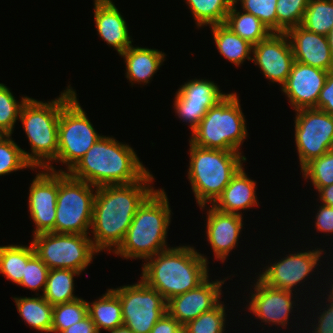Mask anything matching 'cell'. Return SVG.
Instances as JSON below:
<instances>
[{
	"label": "cell",
	"instance_id": "484cf974",
	"mask_svg": "<svg viewBox=\"0 0 333 333\" xmlns=\"http://www.w3.org/2000/svg\"><path fill=\"white\" fill-rule=\"evenodd\" d=\"M89 303L88 315L99 333L101 329L109 331L123 325L121 302L111 289L99 299Z\"/></svg>",
	"mask_w": 333,
	"mask_h": 333
},
{
	"label": "cell",
	"instance_id": "3957f363",
	"mask_svg": "<svg viewBox=\"0 0 333 333\" xmlns=\"http://www.w3.org/2000/svg\"><path fill=\"white\" fill-rule=\"evenodd\" d=\"M150 260V261H149ZM141 279L167 302L197 288L208 276V260L194 247H171L146 259Z\"/></svg>",
	"mask_w": 333,
	"mask_h": 333
},
{
	"label": "cell",
	"instance_id": "ba28073f",
	"mask_svg": "<svg viewBox=\"0 0 333 333\" xmlns=\"http://www.w3.org/2000/svg\"><path fill=\"white\" fill-rule=\"evenodd\" d=\"M94 190H97L95 186L58 170L55 233L89 234L87 231L91 227L96 194Z\"/></svg>",
	"mask_w": 333,
	"mask_h": 333
},
{
	"label": "cell",
	"instance_id": "7dc6e473",
	"mask_svg": "<svg viewBox=\"0 0 333 333\" xmlns=\"http://www.w3.org/2000/svg\"><path fill=\"white\" fill-rule=\"evenodd\" d=\"M110 333H134L130 328L122 325L113 330H109Z\"/></svg>",
	"mask_w": 333,
	"mask_h": 333
},
{
	"label": "cell",
	"instance_id": "ffe728a7",
	"mask_svg": "<svg viewBox=\"0 0 333 333\" xmlns=\"http://www.w3.org/2000/svg\"><path fill=\"white\" fill-rule=\"evenodd\" d=\"M286 34L289 37L295 61L328 72L333 70V59L327 36L310 32L301 25L290 28Z\"/></svg>",
	"mask_w": 333,
	"mask_h": 333
},
{
	"label": "cell",
	"instance_id": "9c48e42d",
	"mask_svg": "<svg viewBox=\"0 0 333 333\" xmlns=\"http://www.w3.org/2000/svg\"><path fill=\"white\" fill-rule=\"evenodd\" d=\"M35 254L51 269L84 271L99 253L87 234L46 232L33 235Z\"/></svg>",
	"mask_w": 333,
	"mask_h": 333
},
{
	"label": "cell",
	"instance_id": "d4e9b609",
	"mask_svg": "<svg viewBox=\"0 0 333 333\" xmlns=\"http://www.w3.org/2000/svg\"><path fill=\"white\" fill-rule=\"evenodd\" d=\"M217 50L235 66H240L249 56L253 45L234 33L224 23L210 26Z\"/></svg>",
	"mask_w": 333,
	"mask_h": 333
},
{
	"label": "cell",
	"instance_id": "30bf717a",
	"mask_svg": "<svg viewBox=\"0 0 333 333\" xmlns=\"http://www.w3.org/2000/svg\"><path fill=\"white\" fill-rule=\"evenodd\" d=\"M100 137L75 95L61 109L55 162L65 163L68 170L64 172H69Z\"/></svg>",
	"mask_w": 333,
	"mask_h": 333
},
{
	"label": "cell",
	"instance_id": "5b68a950",
	"mask_svg": "<svg viewBox=\"0 0 333 333\" xmlns=\"http://www.w3.org/2000/svg\"><path fill=\"white\" fill-rule=\"evenodd\" d=\"M168 197L156 189L138 208L123 242L113 253L125 259H148L166 250V236L171 222Z\"/></svg>",
	"mask_w": 333,
	"mask_h": 333
},
{
	"label": "cell",
	"instance_id": "e575fe53",
	"mask_svg": "<svg viewBox=\"0 0 333 333\" xmlns=\"http://www.w3.org/2000/svg\"><path fill=\"white\" fill-rule=\"evenodd\" d=\"M305 179H310L318 191L333 184V149L307 163L302 169Z\"/></svg>",
	"mask_w": 333,
	"mask_h": 333
},
{
	"label": "cell",
	"instance_id": "4fadbf2b",
	"mask_svg": "<svg viewBox=\"0 0 333 333\" xmlns=\"http://www.w3.org/2000/svg\"><path fill=\"white\" fill-rule=\"evenodd\" d=\"M180 87L173 104L175 113L183 122L190 124L192 131L207 111L227 95L219 90L214 81L207 79L190 80Z\"/></svg>",
	"mask_w": 333,
	"mask_h": 333
},
{
	"label": "cell",
	"instance_id": "8fae6325",
	"mask_svg": "<svg viewBox=\"0 0 333 333\" xmlns=\"http://www.w3.org/2000/svg\"><path fill=\"white\" fill-rule=\"evenodd\" d=\"M111 290L119 297L123 325L134 333H150L156 322L166 313L167 302L142 279L133 285Z\"/></svg>",
	"mask_w": 333,
	"mask_h": 333
},
{
	"label": "cell",
	"instance_id": "f1b7e54d",
	"mask_svg": "<svg viewBox=\"0 0 333 333\" xmlns=\"http://www.w3.org/2000/svg\"><path fill=\"white\" fill-rule=\"evenodd\" d=\"M75 275H80V272L63 268L51 269L42 296L53 306L78 299L73 294Z\"/></svg>",
	"mask_w": 333,
	"mask_h": 333
},
{
	"label": "cell",
	"instance_id": "c3c4849f",
	"mask_svg": "<svg viewBox=\"0 0 333 333\" xmlns=\"http://www.w3.org/2000/svg\"><path fill=\"white\" fill-rule=\"evenodd\" d=\"M326 36H327L331 56H332V59H333V27L330 29L329 33Z\"/></svg>",
	"mask_w": 333,
	"mask_h": 333
},
{
	"label": "cell",
	"instance_id": "7402d4cb",
	"mask_svg": "<svg viewBox=\"0 0 333 333\" xmlns=\"http://www.w3.org/2000/svg\"><path fill=\"white\" fill-rule=\"evenodd\" d=\"M94 17L98 35L119 55L132 45L126 21L112 0H94Z\"/></svg>",
	"mask_w": 333,
	"mask_h": 333
},
{
	"label": "cell",
	"instance_id": "74e56055",
	"mask_svg": "<svg viewBox=\"0 0 333 333\" xmlns=\"http://www.w3.org/2000/svg\"><path fill=\"white\" fill-rule=\"evenodd\" d=\"M11 138L6 135L0 140V176L25 168L34 170L25 159L23 149Z\"/></svg>",
	"mask_w": 333,
	"mask_h": 333
},
{
	"label": "cell",
	"instance_id": "bcb514c9",
	"mask_svg": "<svg viewBox=\"0 0 333 333\" xmlns=\"http://www.w3.org/2000/svg\"><path fill=\"white\" fill-rule=\"evenodd\" d=\"M320 197L321 204L333 207V184L322 187L317 191Z\"/></svg>",
	"mask_w": 333,
	"mask_h": 333
},
{
	"label": "cell",
	"instance_id": "d6a6232c",
	"mask_svg": "<svg viewBox=\"0 0 333 333\" xmlns=\"http://www.w3.org/2000/svg\"><path fill=\"white\" fill-rule=\"evenodd\" d=\"M88 302L78 298L53 306L51 333H61L88 315Z\"/></svg>",
	"mask_w": 333,
	"mask_h": 333
},
{
	"label": "cell",
	"instance_id": "cb8c5ba5",
	"mask_svg": "<svg viewBox=\"0 0 333 333\" xmlns=\"http://www.w3.org/2000/svg\"><path fill=\"white\" fill-rule=\"evenodd\" d=\"M126 63V75L131 85L149 83L165 60V53L156 49L133 47L131 45L120 54Z\"/></svg>",
	"mask_w": 333,
	"mask_h": 333
},
{
	"label": "cell",
	"instance_id": "60d3db41",
	"mask_svg": "<svg viewBox=\"0 0 333 333\" xmlns=\"http://www.w3.org/2000/svg\"><path fill=\"white\" fill-rule=\"evenodd\" d=\"M317 109L333 115V70L329 71L319 94Z\"/></svg>",
	"mask_w": 333,
	"mask_h": 333
},
{
	"label": "cell",
	"instance_id": "ac0fdd59",
	"mask_svg": "<svg viewBox=\"0 0 333 333\" xmlns=\"http://www.w3.org/2000/svg\"><path fill=\"white\" fill-rule=\"evenodd\" d=\"M328 71L295 61L289 77L281 87L293 110L317 108L319 94Z\"/></svg>",
	"mask_w": 333,
	"mask_h": 333
},
{
	"label": "cell",
	"instance_id": "7bdbcfd3",
	"mask_svg": "<svg viewBox=\"0 0 333 333\" xmlns=\"http://www.w3.org/2000/svg\"><path fill=\"white\" fill-rule=\"evenodd\" d=\"M327 308L324 307L318 316V323L312 333H333V302L328 300ZM327 309V310H326Z\"/></svg>",
	"mask_w": 333,
	"mask_h": 333
},
{
	"label": "cell",
	"instance_id": "7c38bea8",
	"mask_svg": "<svg viewBox=\"0 0 333 333\" xmlns=\"http://www.w3.org/2000/svg\"><path fill=\"white\" fill-rule=\"evenodd\" d=\"M295 144L302 169L333 149V115L317 108L296 111Z\"/></svg>",
	"mask_w": 333,
	"mask_h": 333
},
{
	"label": "cell",
	"instance_id": "e0dca14e",
	"mask_svg": "<svg viewBox=\"0 0 333 333\" xmlns=\"http://www.w3.org/2000/svg\"><path fill=\"white\" fill-rule=\"evenodd\" d=\"M226 280L210 282L207 278L197 288L177 295L167 301L166 311L175 318L181 326L196 319L204 312L213 309L221 298V287Z\"/></svg>",
	"mask_w": 333,
	"mask_h": 333
},
{
	"label": "cell",
	"instance_id": "681fc988",
	"mask_svg": "<svg viewBox=\"0 0 333 333\" xmlns=\"http://www.w3.org/2000/svg\"><path fill=\"white\" fill-rule=\"evenodd\" d=\"M333 281V280H332ZM331 287V291L329 292V295H328V300L332 301L333 302V284L330 285Z\"/></svg>",
	"mask_w": 333,
	"mask_h": 333
},
{
	"label": "cell",
	"instance_id": "44dd1931",
	"mask_svg": "<svg viewBox=\"0 0 333 333\" xmlns=\"http://www.w3.org/2000/svg\"><path fill=\"white\" fill-rule=\"evenodd\" d=\"M207 211V240L213 249L216 259L224 260L235 248L243 227V215L225 213L213 206Z\"/></svg>",
	"mask_w": 333,
	"mask_h": 333
},
{
	"label": "cell",
	"instance_id": "f5cc1de1",
	"mask_svg": "<svg viewBox=\"0 0 333 333\" xmlns=\"http://www.w3.org/2000/svg\"><path fill=\"white\" fill-rule=\"evenodd\" d=\"M228 1L231 3V5H235V4H237V2L240 1V0H228Z\"/></svg>",
	"mask_w": 333,
	"mask_h": 333
},
{
	"label": "cell",
	"instance_id": "d6986e66",
	"mask_svg": "<svg viewBox=\"0 0 333 333\" xmlns=\"http://www.w3.org/2000/svg\"><path fill=\"white\" fill-rule=\"evenodd\" d=\"M257 278L254 293L251 294V301L247 305L248 310L265 324L273 323L285 328L295 302L292 300V291L273 288Z\"/></svg>",
	"mask_w": 333,
	"mask_h": 333
},
{
	"label": "cell",
	"instance_id": "b9f144b4",
	"mask_svg": "<svg viewBox=\"0 0 333 333\" xmlns=\"http://www.w3.org/2000/svg\"><path fill=\"white\" fill-rule=\"evenodd\" d=\"M316 214L317 231L333 234V207L322 204Z\"/></svg>",
	"mask_w": 333,
	"mask_h": 333
},
{
	"label": "cell",
	"instance_id": "ee69618b",
	"mask_svg": "<svg viewBox=\"0 0 333 333\" xmlns=\"http://www.w3.org/2000/svg\"><path fill=\"white\" fill-rule=\"evenodd\" d=\"M181 327L179 322L173 318L168 312L156 322L150 333H174Z\"/></svg>",
	"mask_w": 333,
	"mask_h": 333
},
{
	"label": "cell",
	"instance_id": "4dcf8cb0",
	"mask_svg": "<svg viewBox=\"0 0 333 333\" xmlns=\"http://www.w3.org/2000/svg\"><path fill=\"white\" fill-rule=\"evenodd\" d=\"M188 4L196 25L213 26L223 24L231 8L228 0H185Z\"/></svg>",
	"mask_w": 333,
	"mask_h": 333
},
{
	"label": "cell",
	"instance_id": "7a4b0ae2",
	"mask_svg": "<svg viewBox=\"0 0 333 333\" xmlns=\"http://www.w3.org/2000/svg\"><path fill=\"white\" fill-rule=\"evenodd\" d=\"M148 172L133 148L103 135L68 173L98 188L131 184Z\"/></svg>",
	"mask_w": 333,
	"mask_h": 333
},
{
	"label": "cell",
	"instance_id": "52a82bcc",
	"mask_svg": "<svg viewBox=\"0 0 333 333\" xmlns=\"http://www.w3.org/2000/svg\"><path fill=\"white\" fill-rule=\"evenodd\" d=\"M238 98L236 93H229L211 107L189 142L202 148L239 152L248 134Z\"/></svg>",
	"mask_w": 333,
	"mask_h": 333
},
{
	"label": "cell",
	"instance_id": "277c9868",
	"mask_svg": "<svg viewBox=\"0 0 333 333\" xmlns=\"http://www.w3.org/2000/svg\"><path fill=\"white\" fill-rule=\"evenodd\" d=\"M75 95V90L69 85L51 102L28 98L22 106L19 119L30 142L31 153L22 151L33 169H55L50 162L55 161L58 154L59 116L61 109Z\"/></svg>",
	"mask_w": 333,
	"mask_h": 333
},
{
	"label": "cell",
	"instance_id": "836d02e7",
	"mask_svg": "<svg viewBox=\"0 0 333 333\" xmlns=\"http://www.w3.org/2000/svg\"><path fill=\"white\" fill-rule=\"evenodd\" d=\"M309 0H277V33L301 25Z\"/></svg>",
	"mask_w": 333,
	"mask_h": 333
},
{
	"label": "cell",
	"instance_id": "2e32d148",
	"mask_svg": "<svg viewBox=\"0 0 333 333\" xmlns=\"http://www.w3.org/2000/svg\"><path fill=\"white\" fill-rule=\"evenodd\" d=\"M322 252V249L315 248L312 251L289 254L268 266L265 272L259 274V278L273 288L292 291L294 286L302 283L314 271Z\"/></svg>",
	"mask_w": 333,
	"mask_h": 333
},
{
	"label": "cell",
	"instance_id": "f35d334b",
	"mask_svg": "<svg viewBox=\"0 0 333 333\" xmlns=\"http://www.w3.org/2000/svg\"><path fill=\"white\" fill-rule=\"evenodd\" d=\"M244 12L257 17L272 33H277V0H240Z\"/></svg>",
	"mask_w": 333,
	"mask_h": 333
},
{
	"label": "cell",
	"instance_id": "f546056e",
	"mask_svg": "<svg viewBox=\"0 0 333 333\" xmlns=\"http://www.w3.org/2000/svg\"><path fill=\"white\" fill-rule=\"evenodd\" d=\"M34 255L32 243L30 246H0V273L18 285L22 281L25 265Z\"/></svg>",
	"mask_w": 333,
	"mask_h": 333
},
{
	"label": "cell",
	"instance_id": "4316f807",
	"mask_svg": "<svg viewBox=\"0 0 333 333\" xmlns=\"http://www.w3.org/2000/svg\"><path fill=\"white\" fill-rule=\"evenodd\" d=\"M17 310L24 322L43 333H51L53 305L43 296L40 297H15Z\"/></svg>",
	"mask_w": 333,
	"mask_h": 333
},
{
	"label": "cell",
	"instance_id": "f6af8a7d",
	"mask_svg": "<svg viewBox=\"0 0 333 333\" xmlns=\"http://www.w3.org/2000/svg\"><path fill=\"white\" fill-rule=\"evenodd\" d=\"M61 333H99L96 325L89 315L84 317L81 321L68 327Z\"/></svg>",
	"mask_w": 333,
	"mask_h": 333
},
{
	"label": "cell",
	"instance_id": "d590c367",
	"mask_svg": "<svg viewBox=\"0 0 333 333\" xmlns=\"http://www.w3.org/2000/svg\"><path fill=\"white\" fill-rule=\"evenodd\" d=\"M225 306L220 301L213 309L204 312L184 325L187 333H223L225 331Z\"/></svg>",
	"mask_w": 333,
	"mask_h": 333
},
{
	"label": "cell",
	"instance_id": "816d5d0a",
	"mask_svg": "<svg viewBox=\"0 0 333 333\" xmlns=\"http://www.w3.org/2000/svg\"><path fill=\"white\" fill-rule=\"evenodd\" d=\"M7 134L0 129V140L4 138Z\"/></svg>",
	"mask_w": 333,
	"mask_h": 333
},
{
	"label": "cell",
	"instance_id": "8d00e7d4",
	"mask_svg": "<svg viewBox=\"0 0 333 333\" xmlns=\"http://www.w3.org/2000/svg\"><path fill=\"white\" fill-rule=\"evenodd\" d=\"M28 98L25 96L22 97L21 102L16 101L10 89L0 83V129L7 135H12L21 108Z\"/></svg>",
	"mask_w": 333,
	"mask_h": 333
},
{
	"label": "cell",
	"instance_id": "603a6c76",
	"mask_svg": "<svg viewBox=\"0 0 333 333\" xmlns=\"http://www.w3.org/2000/svg\"><path fill=\"white\" fill-rule=\"evenodd\" d=\"M256 189V182L251 180L241 167L212 206L225 213L242 215L239 210L258 206Z\"/></svg>",
	"mask_w": 333,
	"mask_h": 333
},
{
	"label": "cell",
	"instance_id": "1f68e13d",
	"mask_svg": "<svg viewBox=\"0 0 333 333\" xmlns=\"http://www.w3.org/2000/svg\"><path fill=\"white\" fill-rule=\"evenodd\" d=\"M301 26L326 36L333 27V0H309Z\"/></svg>",
	"mask_w": 333,
	"mask_h": 333
},
{
	"label": "cell",
	"instance_id": "6da1fadb",
	"mask_svg": "<svg viewBox=\"0 0 333 333\" xmlns=\"http://www.w3.org/2000/svg\"><path fill=\"white\" fill-rule=\"evenodd\" d=\"M153 180L152 174L148 172L140 181L131 184L97 188L93 204L91 240L99 253L106 248L107 251L114 252L123 242L138 208L155 191L149 185Z\"/></svg>",
	"mask_w": 333,
	"mask_h": 333
},
{
	"label": "cell",
	"instance_id": "5bb4252c",
	"mask_svg": "<svg viewBox=\"0 0 333 333\" xmlns=\"http://www.w3.org/2000/svg\"><path fill=\"white\" fill-rule=\"evenodd\" d=\"M29 189L28 207L36 226L34 235L55 232L58 171L43 169L36 174Z\"/></svg>",
	"mask_w": 333,
	"mask_h": 333
},
{
	"label": "cell",
	"instance_id": "83f0119b",
	"mask_svg": "<svg viewBox=\"0 0 333 333\" xmlns=\"http://www.w3.org/2000/svg\"><path fill=\"white\" fill-rule=\"evenodd\" d=\"M224 24L253 46L272 34L257 17L244 11H238L236 5H232L229 9Z\"/></svg>",
	"mask_w": 333,
	"mask_h": 333
},
{
	"label": "cell",
	"instance_id": "f907efd6",
	"mask_svg": "<svg viewBox=\"0 0 333 333\" xmlns=\"http://www.w3.org/2000/svg\"><path fill=\"white\" fill-rule=\"evenodd\" d=\"M174 333H187V330L184 326H181L178 330H176Z\"/></svg>",
	"mask_w": 333,
	"mask_h": 333
},
{
	"label": "cell",
	"instance_id": "9a60e30c",
	"mask_svg": "<svg viewBox=\"0 0 333 333\" xmlns=\"http://www.w3.org/2000/svg\"><path fill=\"white\" fill-rule=\"evenodd\" d=\"M252 61L273 83L285 84L295 62L293 49L286 33H272L253 46Z\"/></svg>",
	"mask_w": 333,
	"mask_h": 333
},
{
	"label": "cell",
	"instance_id": "ab89813d",
	"mask_svg": "<svg viewBox=\"0 0 333 333\" xmlns=\"http://www.w3.org/2000/svg\"><path fill=\"white\" fill-rule=\"evenodd\" d=\"M49 271L47 265L35 254L25 265L22 281L18 285L33 291L43 289L44 293Z\"/></svg>",
	"mask_w": 333,
	"mask_h": 333
},
{
	"label": "cell",
	"instance_id": "8992f818",
	"mask_svg": "<svg viewBox=\"0 0 333 333\" xmlns=\"http://www.w3.org/2000/svg\"><path fill=\"white\" fill-rule=\"evenodd\" d=\"M190 144L188 179L198 205L203 209L213 204L243 166L246 157L241 152L207 149ZM243 161V162H241Z\"/></svg>",
	"mask_w": 333,
	"mask_h": 333
}]
</instances>
